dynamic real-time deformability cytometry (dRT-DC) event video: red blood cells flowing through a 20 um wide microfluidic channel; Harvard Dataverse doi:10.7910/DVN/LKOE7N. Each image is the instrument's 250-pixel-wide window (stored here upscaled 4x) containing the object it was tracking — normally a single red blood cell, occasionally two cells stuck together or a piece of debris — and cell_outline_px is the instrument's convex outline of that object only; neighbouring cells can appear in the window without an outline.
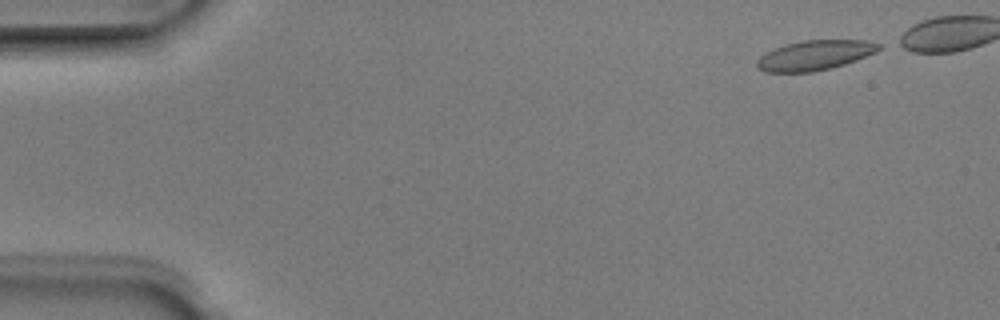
{"species": "Egyptian fruit bat (a non-hibernating species)", "species_latin": "Rousettus aegyptiacus", "temperature_condition": "room temperature", "stored_images_in_passage": 7, "camera_frame_rate_fps": 3000, "um_per_image_px": 0.085, "animal": {"sex": "male"}, "frame": {"image": 1, "passage_image": 1, "time_ms": 0.0, "image_size_px": [1000, 320], "cell_outline_px": [[880, 48], [876, 52], [856, 60], [844, 64], [812, 72], [764, 72], [756, 68], [756, 60], [760, 56], [784, 44], [804, 40], [868, 40], [880, 44]], "centroid_in_image_um": [69.23, 4.69], "position_along_channel_um": 15.8, "area_um2": 21.1}}
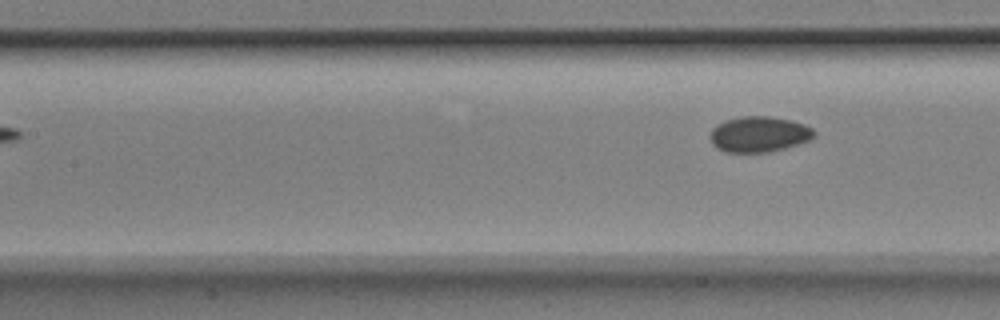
{"frame": {"image": 2, "passage_image": 7, "time_ms": 2.0, "image_size_px": [1000, 320], "cell_outline_px": [[816, 136], [812, 140], [784, 148], [768, 152], [724, 152], [716, 148], [712, 144], [708, 136], [712, 128], [716, 124], [724, 120], [744, 116], [768, 116], [792, 120], [804, 124], [812, 128], [816, 132]], "centroid_in_image_um": [64.51, 11.41], "position_along_channel_um": 142.9, "area_um2": 21.96}}